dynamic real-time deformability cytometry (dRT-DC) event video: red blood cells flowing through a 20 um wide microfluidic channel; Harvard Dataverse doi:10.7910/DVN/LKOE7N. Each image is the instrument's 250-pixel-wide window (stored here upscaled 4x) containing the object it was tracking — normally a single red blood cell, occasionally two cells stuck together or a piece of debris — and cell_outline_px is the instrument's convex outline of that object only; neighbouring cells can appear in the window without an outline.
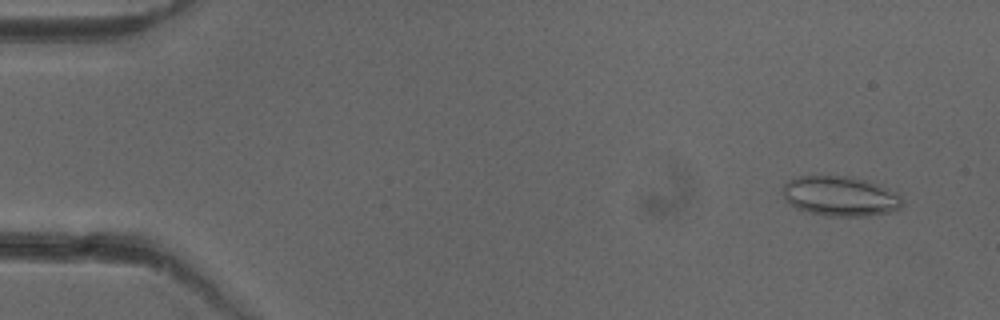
{"species": "common noctule bat (a hibernating species)", "species_latin": "Nyctalus noctula", "temperature_condition": "cold", "stored_images_in_passage": 51, "camera_frame_rate_fps": 3000, "um_per_image_px": 0.085, "animal": {"sex": "female"}, "frame": {"image": 1, "passage_image": 3, "time_ms": 0.667, "image_size_px": [1000, 320], "cell_outline_px": [[904, 204], [900, 208], [888, 212], [868, 216], [824, 216], [808, 212], [796, 208], [788, 204], [784, 200], [784, 184], [788, 180], [796, 176], [852, 176], [888, 188], [896, 192], [904, 200]], "centroid_in_image_um": [71.41, 16.68], "position_along_channel_um": 13.6, "area_um2": 28.03}}
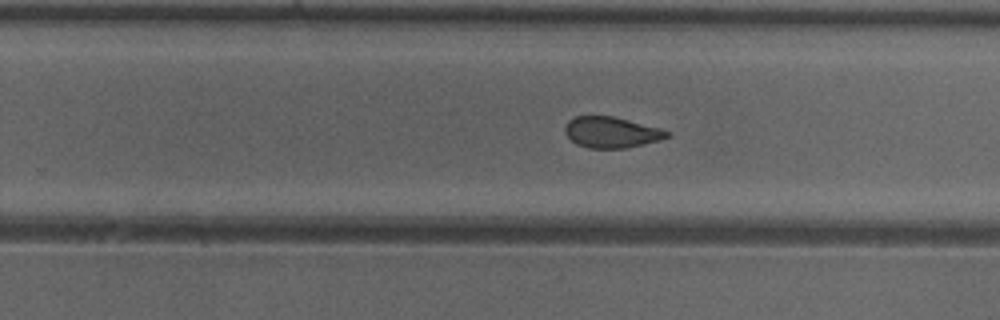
{"frame": {"image": 2, "passage_image": 32, "time_ms": 10.333, "image_size_px": [1000, 320], "cell_outline_px": [[672, 136], [660, 140], [644, 144], [624, 148], [588, 148], [576, 144], [564, 132], [564, 128], [568, 120], [576, 116], [612, 116], [660, 128], [668, 132]], "centroid_in_image_um": [51.96, 11.25], "position_along_channel_um": 277.8, "area_um2": 18.32}}
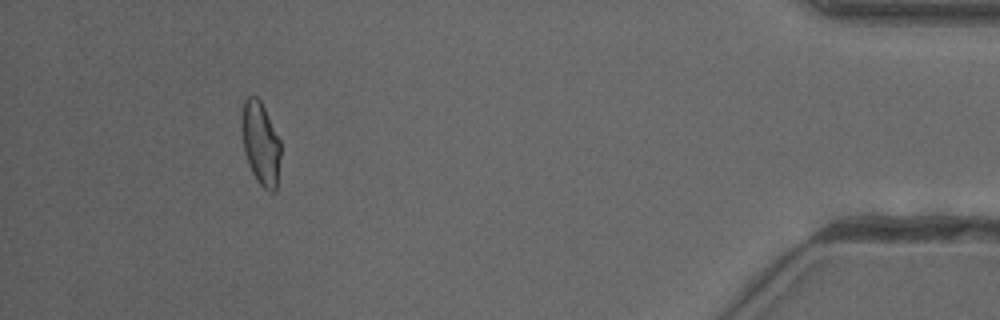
{"frame": {"image": 3, "passage_image": 47, "time_ms": 15.333, "image_size_px": [1000, 320], "cell_outline_px": [[280, 156], [276, 188], [272, 192], [264, 188], [256, 180], [248, 164], [244, 152], [240, 128], [240, 116], [244, 100], [248, 96], [256, 96], [260, 100], [280, 140]], "centroid_in_image_um": [22.11, 12.15], "position_along_channel_um": 413.1, "area_um2": 18.96}, "authors_computed_cell_mechanics": {"area_um2": 19.5364, "velocity_mm_per_s": 3.985, "shape_relaxation_time_tau1_ms": 8.7547, "shape_relaxation_time_tau2_ms": 1.871, "deformation_change_tau1": 0.1716, "deformation_change_tau2": 0.0679}}